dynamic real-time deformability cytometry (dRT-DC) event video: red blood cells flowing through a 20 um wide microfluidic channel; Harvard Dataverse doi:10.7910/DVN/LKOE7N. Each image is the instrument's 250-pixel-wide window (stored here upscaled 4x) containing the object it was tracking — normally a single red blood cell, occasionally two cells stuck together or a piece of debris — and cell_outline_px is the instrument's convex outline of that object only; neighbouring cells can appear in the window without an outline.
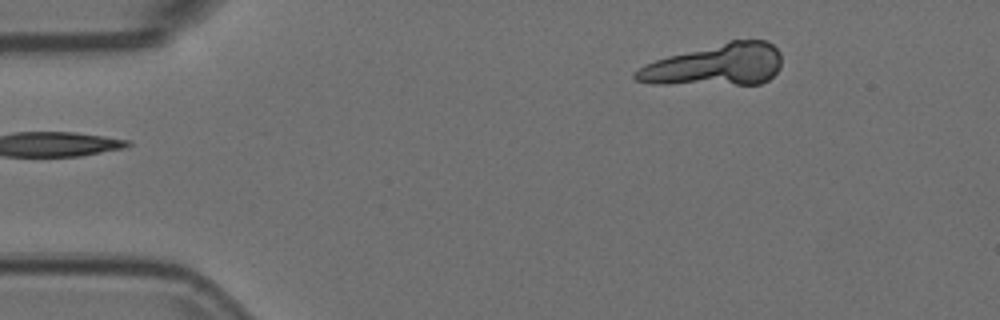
{"species": "Egyptian fruit bat (a non-hibernating species)", "species_latin": "Rousettus aegyptiacus", "temperature_condition": "room temperature", "stored_images_in_passage": 28, "segment_of_instrument_passage": [1, 2], "camera_frame_rate_fps": 3000, "um_per_image_px": 0.085, "animal": {"sex": "female"}, "frame": {"image": 1, "passage_image": 1, "time_ms": 0.0, "image_size_px": [1000, 320], "cell_outline_px": [[780, 68], [768, 80], [760, 84], [652, 84], [636, 80], [632, 76], [644, 64], [668, 56], [728, 40], [764, 40], [772, 44], [780, 52]], "centroid_in_image_um": [60.82, 5.52], "position_along_channel_um": 24.2, "area_um2": 35.55}}